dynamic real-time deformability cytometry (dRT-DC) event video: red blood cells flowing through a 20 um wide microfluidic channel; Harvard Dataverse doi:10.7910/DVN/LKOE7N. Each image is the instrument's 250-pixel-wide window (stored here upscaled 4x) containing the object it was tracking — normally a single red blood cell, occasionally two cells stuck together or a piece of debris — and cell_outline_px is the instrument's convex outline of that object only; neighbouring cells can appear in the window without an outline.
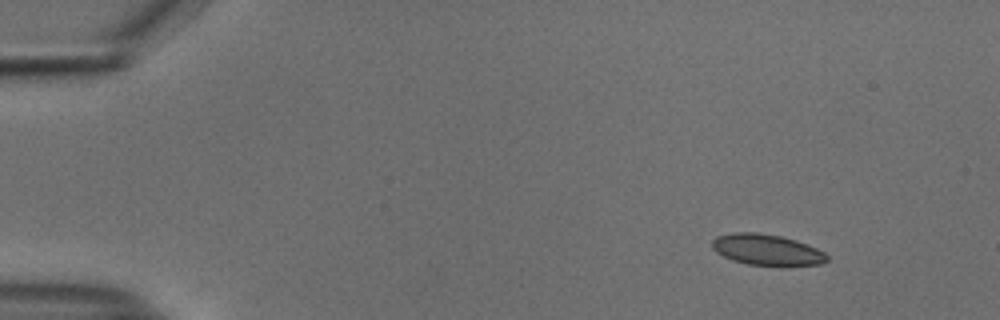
{"species": "common noctule bat (a hibernating species)", "species_latin": "Nyctalus noctula", "temperature_condition": "cold", "stored_images_in_passage": 49, "camera_frame_rate_fps": 3000, "um_per_image_px": 0.085, "animal": {"sex": "male", "body_mass_g": 18.8}, "frame": {"image": 1, "passage_image": 1, "time_ms": 0.0, "image_size_px": [1000, 320], "cell_outline_px": [[828, 260], [820, 264], [784, 268], [748, 264], [732, 260], [716, 252], [712, 248], [712, 240], [716, 236], [732, 232], [756, 232], [780, 236], [796, 240], [816, 248], [824, 252], [828, 256]], "centroid_in_image_um": [65.2, 21.26], "position_along_channel_um": 19.8, "area_um2": 21.33}}
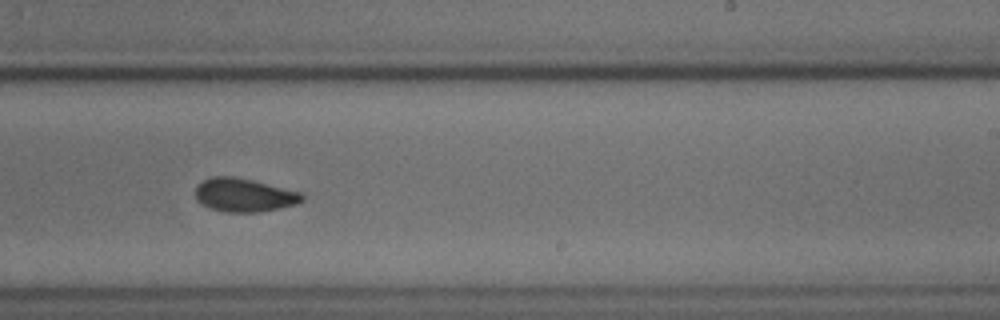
{"frame": {"image": 2, "passage_image": 29, "time_ms": 9.333, "image_size_px": [1000, 320], "cell_outline_px": [[304, 200], [296, 204], [260, 212], [224, 212], [208, 208], [200, 204], [196, 200], [196, 184], [212, 176], [232, 176], [252, 180], [304, 192]], "centroid_in_image_um": [20.74, 16.58], "position_along_channel_um": 268.3, "area_um2": 21.1}}
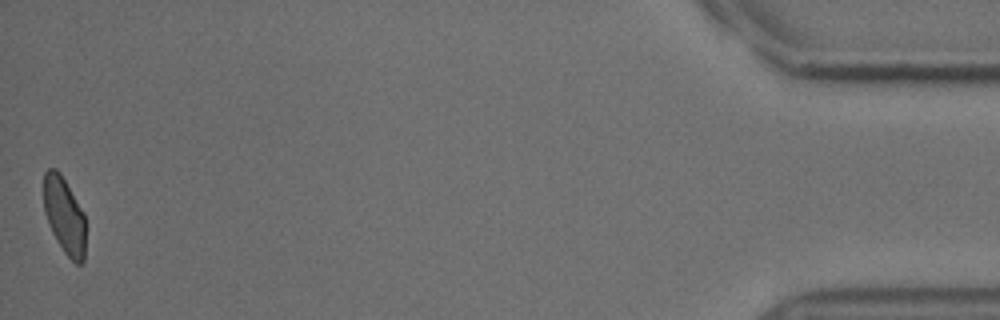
{"frame": {"image": 3, "passage_image": 49, "time_ms": 16.0, "image_size_px": [1000, 320], "cell_outline_px": [[84, 260], [80, 264], [76, 264], [64, 252], [52, 232], [48, 224], [44, 212], [44, 172], [48, 168], [56, 168], [60, 172], [84, 212]], "centroid_in_image_um": [5.45, 18.29], "position_along_channel_um": 429.7, "area_um2": 18.61}, "authors_computed_cell_mechanics": {"area_um2": 20.9814, "velocity_mm_per_s": 3.7319, "shape_relaxation_time_tau1_ms": 3.7794, "shape_relaxation_time_tau2_ms": 1.9748, "deformation_change_tau1": 0.0921, "deformation_change_tau2": 0.0576}}